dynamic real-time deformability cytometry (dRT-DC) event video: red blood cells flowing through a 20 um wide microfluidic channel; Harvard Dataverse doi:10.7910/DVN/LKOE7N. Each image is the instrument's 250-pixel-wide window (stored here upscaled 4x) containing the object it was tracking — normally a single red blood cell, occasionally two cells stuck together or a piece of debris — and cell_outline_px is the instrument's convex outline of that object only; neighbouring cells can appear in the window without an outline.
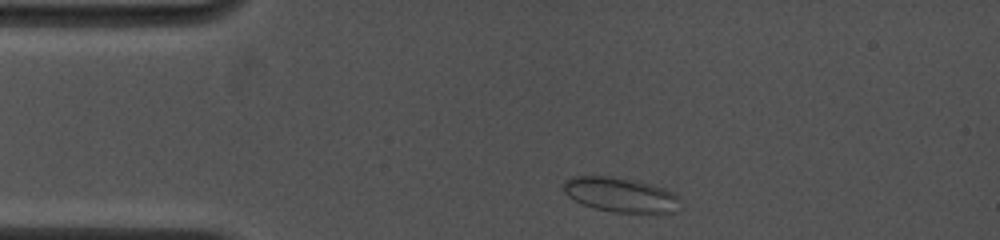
{"species": "common noctule bat (a hibernating species)", "species_latin": "Nyctalus noctula", "temperature_condition": "cold", "stored_images_in_passage": 4, "camera_frame_rate_fps": 4500, "um_per_image_px": 0.085, "animal": {"sex": "female", "body_mass_g": 19.0, "forearm_length_mm": 53.3}, "frame": {"image": 1, "passage_image": 1, "time_ms": 0.0, "image_size_px": [1000, 240], "cell_outline_px": [[680, 200], [676, 212], [612, 212], [596, 208], [584, 204], [568, 196], [564, 192], [564, 180], [572, 176], [612, 176], [636, 180], [664, 188], [680, 196]], "centroid_in_image_um": [52.75, 16.54], "position_along_channel_um": 32.2, "area_um2": 23.41}}